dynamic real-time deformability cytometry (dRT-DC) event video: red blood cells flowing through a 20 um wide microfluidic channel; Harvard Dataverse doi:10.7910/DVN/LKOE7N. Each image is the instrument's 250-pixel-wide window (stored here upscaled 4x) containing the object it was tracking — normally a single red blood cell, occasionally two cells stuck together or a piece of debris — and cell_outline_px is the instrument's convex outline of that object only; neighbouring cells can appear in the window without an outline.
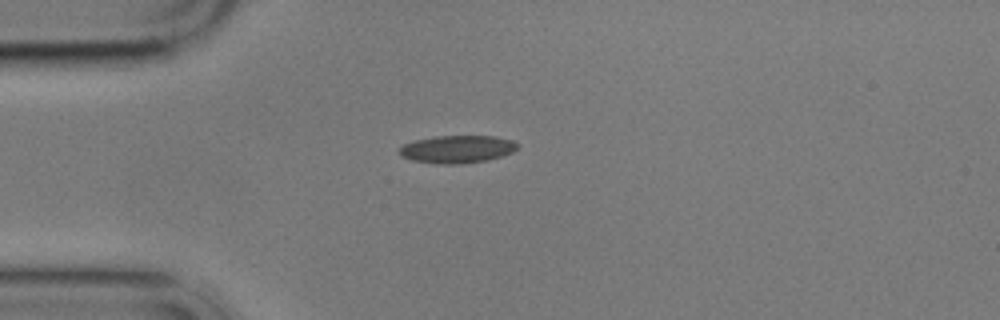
{"species": "common noctule bat (a hibernating species)", "species_latin": "Nyctalus noctula", "temperature_condition": "cold", "stored_images_in_passage": 12, "camera_frame_rate_fps": 3000, "um_per_image_px": 0.085, "animal": {"sex": "male", "body_mass_g": 17.9}, "frame": {"image": 1, "passage_image": 1, "time_ms": 0.0, "image_size_px": [1000, 320], "cell_outline_px": [[520, 148], [512, 152], [488, 160], [460, 164], [440, 164], [412, 160], [400, 156], [396, 152], [404, 144], [412, 140], [436, 136], [496, 136], [512, 140], [520, 144]], "centroid_in_image_um": [38.85, 12.67], "position_along_channel_um": 46.1, "area_um2": 19.31}}
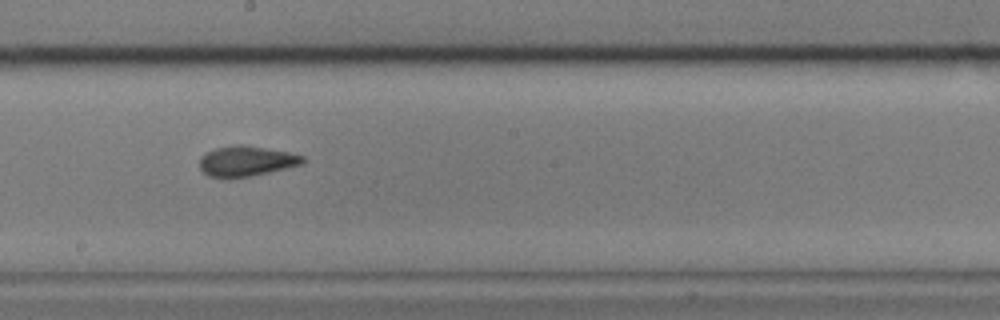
{"frame": {"image": 2, "passage_image": 6, "time_ms": 5.667, "image_size_px": [1000, 320], "cell_outline_px": [[304, 164], [268, 172], [248, 176], [208, 176], [200, 168], [200, 156], [216, 148], [236, 144], [240, 144], [288, 152], [304, 156]], "centroid_in_image_um": [20.95, 13.67], "position_along_channel_um": 227.2, "area_um2": 17.69}}
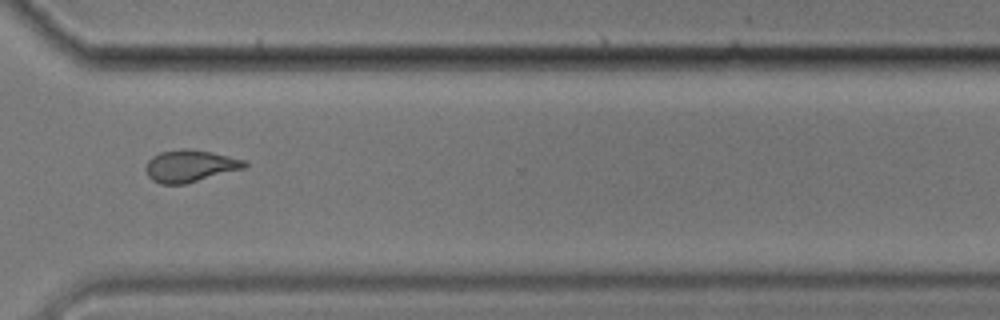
{"frame": {"image": 3, "passage_image": 9, "time_ms": 9.333, "image_size_px": [1000, 320], "cell_outline_px": [[248, 164], [244, 168], [184, 184], [160, 184], [152, 180], [148, 176], [144, 168], [148, 160], [152, 156], [160, 152], [180, 148], [188, 148], [212, 152], [244, 160]], "centroid_in_image_um": [16.1, 14.09], "position_along_channel_um": 354.5, "area_um2": 18.44}, "authors_computed_cell_mechanics": {"area_um2": 18.3804, "velocity_mm_per_s": 3.4822, "shape_relaxation_time_tau1_ms": null, "shape_relaxation_time_tau2_ms": 2.5602, "deformation_change_tau1": null, "deformation_change_tau2": 0.0783}}